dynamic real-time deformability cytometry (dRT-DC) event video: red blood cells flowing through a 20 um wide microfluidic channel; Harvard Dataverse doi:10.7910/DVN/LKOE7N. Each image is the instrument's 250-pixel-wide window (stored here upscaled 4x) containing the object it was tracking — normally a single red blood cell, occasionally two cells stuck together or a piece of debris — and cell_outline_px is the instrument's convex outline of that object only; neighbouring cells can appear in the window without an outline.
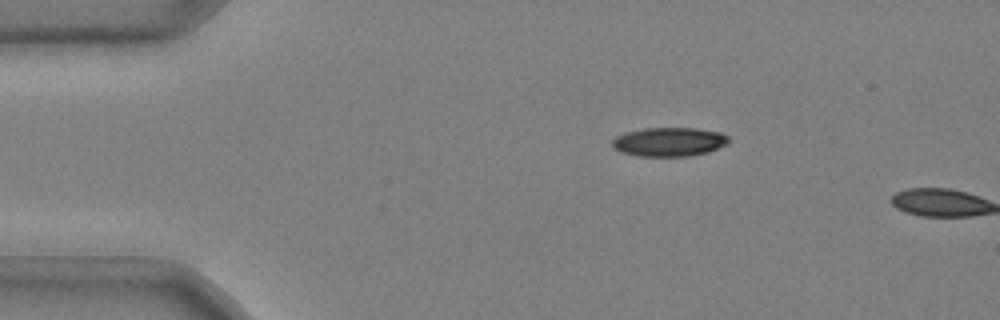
{"species": "common noctule bat (a hibernating species)", "species_latin": "Nyctalus noctula", "temperature_condition": "cold", "stored_images_in_passage": 10, "camera_frame_rate_fps": 3000, "um_per_image_px": 0.085, "animal": {"sex": "male", "body_mass_g": 20.4}, "frame": {"image": 1, "passage_image": 9, "time_ms": 2.667, "image_size_px": [1000, 320], "cell_outline_px": [[728, 144], [708, 152], [688, 156], [636, 156], [620, 152], [612, 148], [612, 140], [616, 136], [624, 132], [644, 128], [696, 128], [720, 132], [728, 136]], "centroid_in_image_um": [56.84, 12.06], "position_along_channel_um": 28.2, "area_um2": 19.83}}